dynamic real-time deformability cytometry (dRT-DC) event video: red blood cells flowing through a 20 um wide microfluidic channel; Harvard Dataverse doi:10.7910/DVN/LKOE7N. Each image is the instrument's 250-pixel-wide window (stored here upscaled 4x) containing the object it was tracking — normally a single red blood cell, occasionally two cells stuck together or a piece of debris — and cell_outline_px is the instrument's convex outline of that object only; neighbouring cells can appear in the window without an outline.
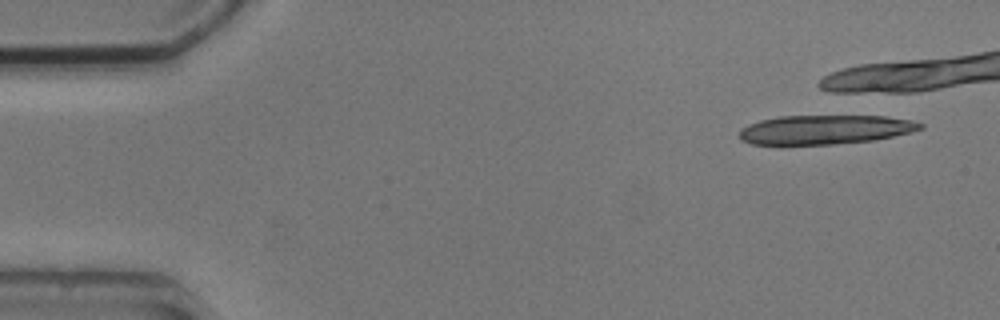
{"species": "common noctule bat (a hibernating species)", "species_latin": "Nyctalus noctula", "temperature_condition": "cold", "stored_images_in_passage": 1, "camera_frame_rate_fps": 3000, "um_per_image_px": 0.085, "animal": {"sex": "male", "body_mass_g": 20.5, "forearm_length_mm": 52.5}, "frame": {"image": 1, "passage_image": 1, "time_ms": 0.0, "image_size_px": [1000, 320], "cell_outline_px": [[924, 128], [876, 140], [832, 144], [780, 148], [752, 144], [740, 140], [740, 128], [748, 124], [760, 120], [780, 116], [884, 116], [912, 120], [924, 124]], "centroid_in_image_um": [70.0, 11.06], "position_along_channel_um": 15.0, "area_um2": 31.79}}